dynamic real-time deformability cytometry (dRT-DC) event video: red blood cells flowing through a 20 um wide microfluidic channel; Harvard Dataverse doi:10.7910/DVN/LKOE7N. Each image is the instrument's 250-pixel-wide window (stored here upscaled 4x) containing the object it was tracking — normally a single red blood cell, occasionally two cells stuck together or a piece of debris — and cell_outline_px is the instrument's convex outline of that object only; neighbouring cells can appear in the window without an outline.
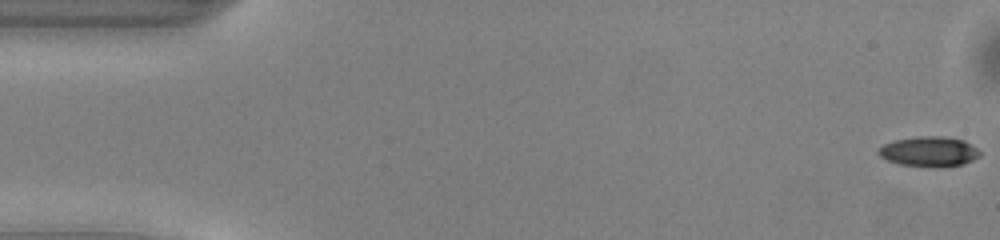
{"species": "common noctule bat (a hibernating species)", "species_latin": "Nyctalus noctula", "temperature_condition": "warm", "stored_images_in_passage": 42, "camera_frame_rate_fps": 3000, "um_per_image_px": 0.085, "animal": {"sex": "male", "body_mass_g": 13.0, "forearm_length_mm": 53.1}, "frame": {"image": 1, "passage_image": 1, "time_ms": 0.0, "image_size_px": [1000, 240], "cell_outline_px": [[980, 156], [964, 164], [900, 164], [888, 160], [880, 156], [876, 152], [884, 144], [892, 140], [916, 136], [944, 136], [964, 140], [976, 148], [980, 152]], "centroid_in_image_um": [78.95, 12.81], "position_along_channel_um": 6.1, "area_um2": 16.99}}
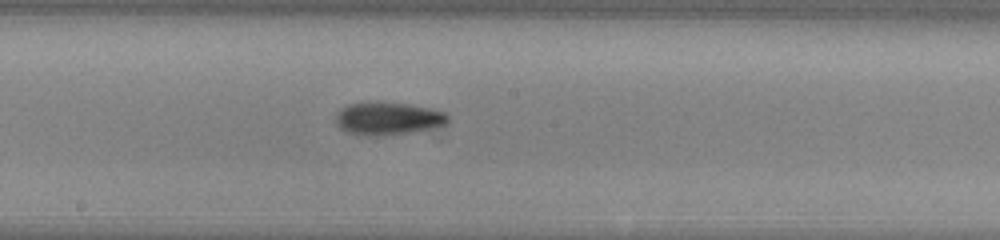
{"frame": {"image": 2, "passage_image": 27, "time_ms": 8.667, "image_size_px": [1000, 240], "cell_outline_px": [[448, 120], [444, 124], [408, 132], [372, 136], [368, 136], [348, 132], [340, 128], [336, 124], [336, 112], [340, 108], [348, 104], [408, 104], [428, 108], [444, 112], [448, 116]], "centroid_in_image_um": [32.91, 10.09], "position_along_channel_um": 215.3, "area_um2": 20.4}}
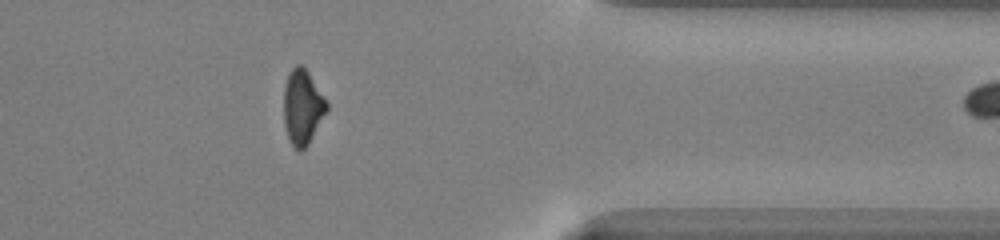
{"frame": {"image": 3, "passage_image": 41, "time_ms": 13.333, "image_size_px": [1000, 240], "cell_outline_px": [[328, 108], [308, 144], [300, 152], [292, 144], [288, 136], [284, 124], [284, 88], [288, 72], [296, 64], [300, 64], [308, 72], [328, 104]], "centroid_in_image_um": [25.69, 9.08], "position_along_channel_um": 385.7, "area_um2": 18.38}}